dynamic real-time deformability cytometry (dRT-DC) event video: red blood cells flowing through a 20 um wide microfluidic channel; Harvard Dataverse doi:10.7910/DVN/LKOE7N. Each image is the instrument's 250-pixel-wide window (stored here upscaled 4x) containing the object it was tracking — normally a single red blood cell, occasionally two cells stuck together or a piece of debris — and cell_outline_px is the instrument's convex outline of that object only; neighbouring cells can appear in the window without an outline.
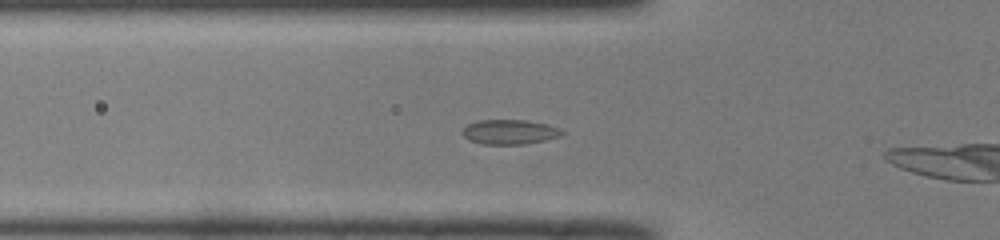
{"species": "common noctule bat (a hibernating species)", "species_latin": "Nyctalus noctula", "temperature_condition": "room temperature", "stored_images_in_passage": 13, "camera_frame_rate_fps": 3000, "um_per_image_px": 0.085, "animal": {"sex": "male", "body_mass_g": 19.0, "forearm_length_mm": 50.8}, "frame": {"image": 1, "passage_image": 8, "time_ms": 2.333, "image_size_px": [1000, 240], "cell_outline_px": [[564, 132], [560, 136], [544, 140], [524, 144], [484, 144], [468, 140], [460, 132], [468, 124], [476, 120], [524, 120], [544, 124], [560, 128]], "centroid_in_image_um": [43.27, 11.21], "position_along_channel_um": 82.5, "area_um2": 14.22}}
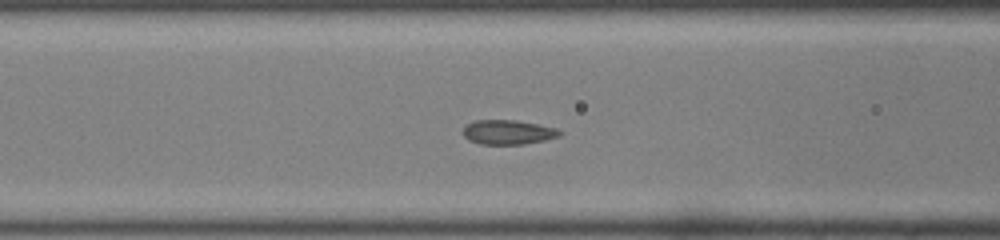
{"frame": {"image": 2, "passage_image": 11, "time_ms": 3.333, "image_size_px": [1000, 240], "cell_outline_px": [[564, 132], [560, 136], [544, 140], [524, 144], [480, 144], [468, 140], [464, 136], [464, 128], [468, 124], [476, 120], [516, 120], [556, 128]], "centroid_in_image_um": [43.2, 11.24], "position_along_channel_um": 123.4, "area_um2": 13.7}}